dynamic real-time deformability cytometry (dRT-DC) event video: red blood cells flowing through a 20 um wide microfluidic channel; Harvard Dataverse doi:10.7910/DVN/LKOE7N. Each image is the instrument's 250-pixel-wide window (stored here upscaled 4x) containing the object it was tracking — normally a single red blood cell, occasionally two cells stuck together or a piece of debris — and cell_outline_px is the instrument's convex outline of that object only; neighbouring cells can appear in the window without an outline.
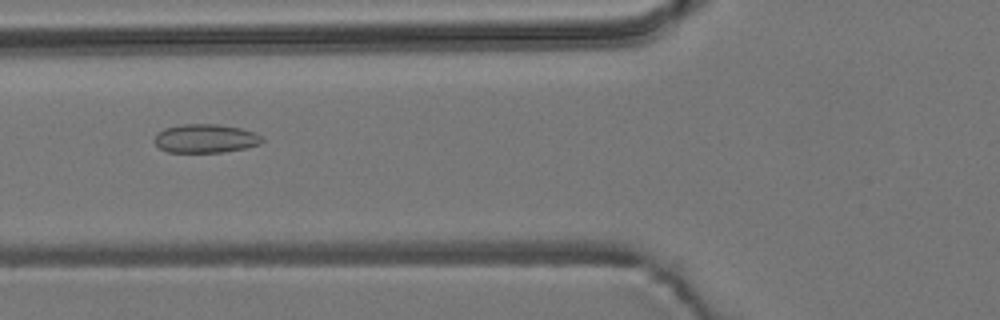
{"species": "common noctule bat (a hibernating species)", "species_latin": "Nyctalus noctula", "temperature_condition": "room temperature", "stored_images_in_passage": 10, "camera_frame_rate_fps": 3000, "um_per_image_px": 0.085, "animal": {"sex": "male", "body_mass_g": 19.2, "forearm_length_mm": 51.8}, "frame": {"image": 1, "passage_image": 5, "time_ms": 1.333, "image_size_px": [1000, 320], "cell_outline_px": [[264, 140], [260, 144], [244, 148], [224, 152], [168, 152], [160, 148], [152, 140], [164, 128], [184, 124], [220, 124], [240, 128], [252, 132], [260, 136]], "centroid_in_image_um": [17.45, 11.77], "position_along_channel_um": 108.3, "area_um2": 17.86}}
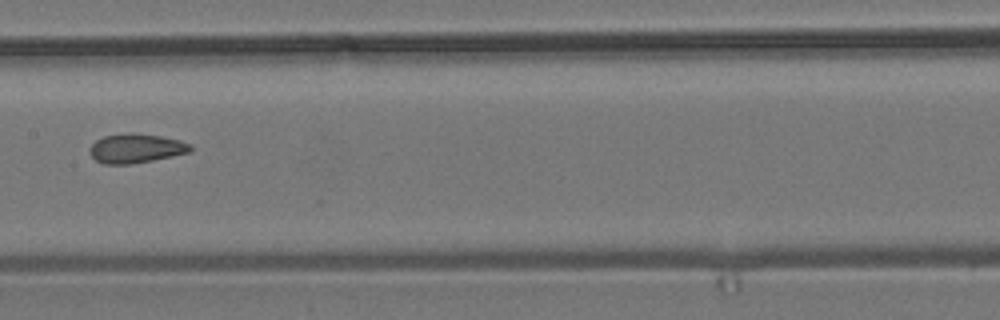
{"frame": {"image": 2, "passage_image": 7, "time_ms": 2.0, "image_size_px": [1000, 320], "cell_outline_px": [[192, 148], [188, 152], [172, 156], [132, 164], [104, 164], [96, 160], [88, 152], [88, 148], [96, 140], [104, 136], [132, 132], [160, 136], [180, 140], [192, 144]], "centroid_in_image_um": [11.53, 12.6], "position_along_channel_um": 195.9, "area_um2": 17.17}}
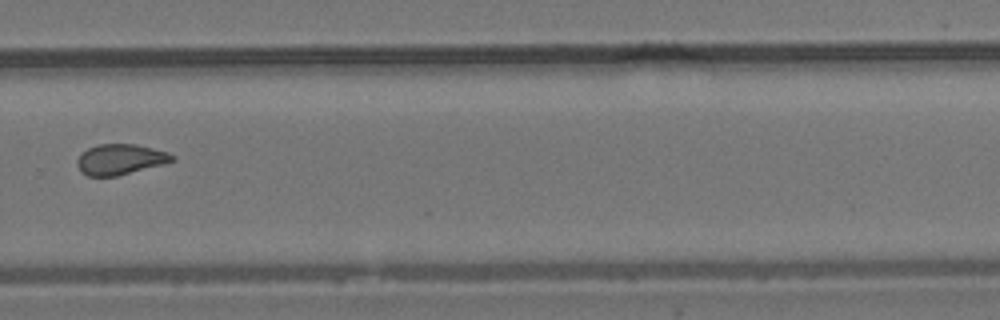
{"frame": {"image": 3, "passage_image": 10, "time_ms": 3.0, "image_size_px": [1000, 320], "cell_outline_px": [[176, 160], [164, 164], [116, 176], [88, 176], [80, 172], [76, 164], [76, 160], [88, 148], [100, 144], [136, 144], [168, 152], [176, 156]], "centroid_in_image_um": [10.24, 13.55], "position_along_channel_um": 319.6, "area_um2": 16.94}}